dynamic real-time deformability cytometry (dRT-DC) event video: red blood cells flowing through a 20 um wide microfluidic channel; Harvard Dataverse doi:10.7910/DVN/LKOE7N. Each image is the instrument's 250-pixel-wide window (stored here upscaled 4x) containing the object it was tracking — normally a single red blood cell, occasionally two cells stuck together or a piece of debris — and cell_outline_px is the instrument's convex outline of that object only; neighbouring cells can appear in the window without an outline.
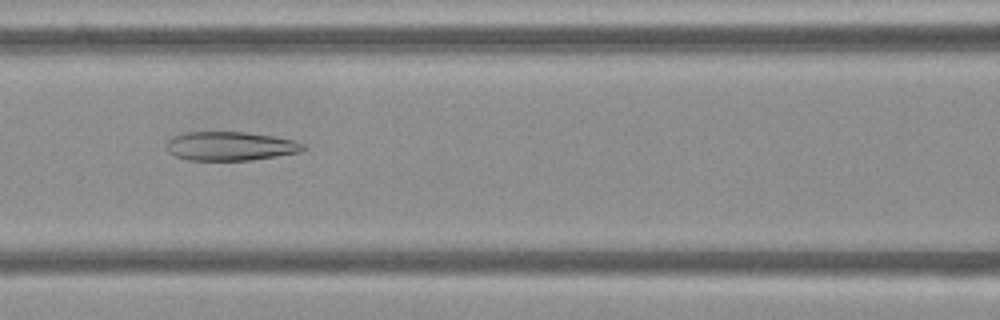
{"species": "Egyptian fruit bat (a non-hibernating species)", "species_latin": "Rousettus aegyptiacus", "temperature_condition": "cold", "stored_images_in_passage": 54, "camera_frame_rate_fps": 3000, "um_per_image_px": 0.085, "frame": {"image": 1, "passage_image": 23, "time_ms": 7.333, "image_size_px": [1000, 320], "cell_outline_px": [[308, 148], [300, 152], [252, 160], [188, 160], [176, 156], [168, 152], [164, 144], [172, 136], [188, 132], [244, 132], [272, 136], [292, 140], [304, 144]], "centroid_in_image_um": [19.55, 12.42], "position_along_channel_um": 147.1, "area_um2": 23.06}}
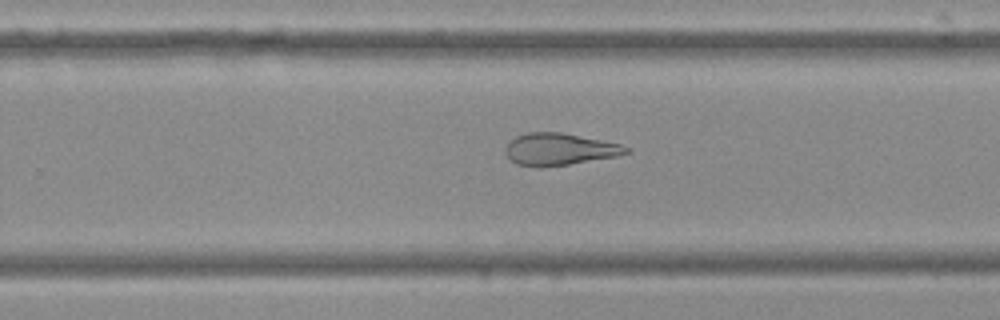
{"frame": {"image": 2, "passage_image": 34, "time_ms": 11.0, "image_size_px": [1000, 320], "cell_outline_px": [[632, 152], [616, 156], [568, 164], [540, 168], [536, 168], [516, 164], [504, 152], [504, 148], [516, 136], [528, 132], [560, 132], [620, 144], [632, 148]], "centroid_in_image_um": [47.54, 12.69], "position_along_channel_um": 282.3, "area_um2": 22.48}}
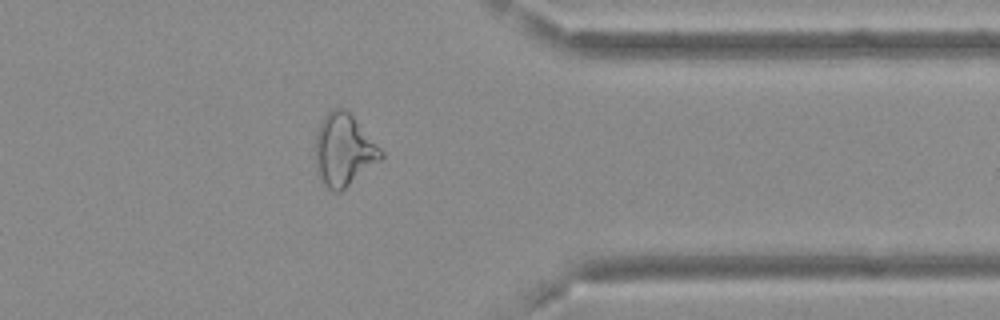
{"frame": {"image": 3, "passage_image": 43, "time_ms": 14.0, "image_size_px": [1000, 320], "cell_outline_px": [[384, 156], [380, 160], [340, 192], [336, 192], [328, 188], [320, 180], [316, 172], [312, 156], [316, 136], [320, 124], [324, 116], [336, 104], [344, 108], [352, 116], [384, 152]], "centroid_in_image_um": [29.16, 12.75], "position_along_channel_um": 382.2, "area_um2": 27.86}, "authors_computed_cell_mechanics": {"area_um2": 28.0041, "velocity_mm_per_s": 3.6939, "shape_relaxation_time_tau1_ms": null, "shape_relaxation_time_tau2_ms": 4.0634, "deformation_change_tau1": null, "deformation_change_tau2": 0.128}}